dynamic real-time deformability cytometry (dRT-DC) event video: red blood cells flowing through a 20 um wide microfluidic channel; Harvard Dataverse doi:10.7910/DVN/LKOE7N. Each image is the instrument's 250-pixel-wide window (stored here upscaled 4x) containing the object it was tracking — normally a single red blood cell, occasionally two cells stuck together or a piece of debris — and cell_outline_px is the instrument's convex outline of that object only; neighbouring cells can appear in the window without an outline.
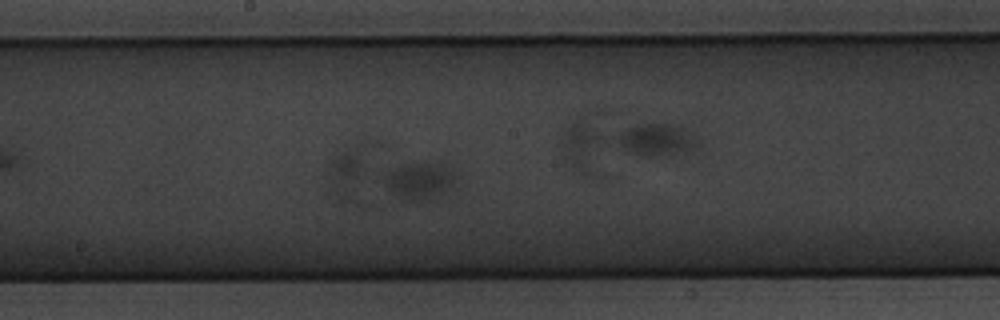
{"species": "common noctule bat (a hibernating species)", "species_latin": "Nyctalus noctula", "temperature_condition": "warm", "stored_images_in_passage": 50, "segment_of_instrument_passage": [2, 2], "camera_frame_rate_fps": 3000, "um_per_image_px": 0.085, "animal": {"sex": "male", "body_mass_g": 20.1, "forearm_length_mm": 53.5}, "frame": {"image": 1, "passage_image": 27, "time_ms": 8.667, "image_size_px": [1000, 320], "cell_outline_px": [[456, 180], [452, 188], [444, 192], [420, 200], [408, 200], [400, 196], [388, 188], [380, 176], [380, 172], [384, 168], [396, 164], [420, 160], [428, 160], [452, 168], [456, 176]], "centroid_in_image_um": [35.57, 15.23], "position_along_channel_um": 212.6, "area_um2": 16.18}}
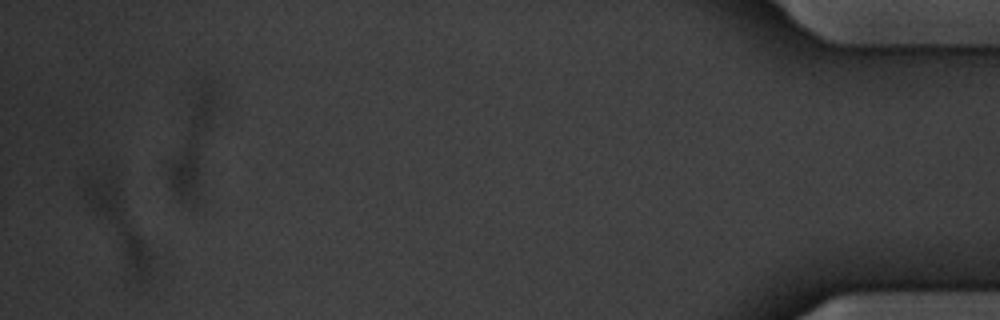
{"frame": {"image": 2, "passage_image": 50, "time_ms": 16.333, "image_size_px": [1000, 320], "cell_outline_px": [[152, 276], [144, 284], [136, 284], [88, 204], [84, 196], [84, 176], [116, 176], [152, 256]], "centroid_in_image_um": [10.15, 19.11], "position_along_channel_um": 425.1, "area_um2": 26.13}}